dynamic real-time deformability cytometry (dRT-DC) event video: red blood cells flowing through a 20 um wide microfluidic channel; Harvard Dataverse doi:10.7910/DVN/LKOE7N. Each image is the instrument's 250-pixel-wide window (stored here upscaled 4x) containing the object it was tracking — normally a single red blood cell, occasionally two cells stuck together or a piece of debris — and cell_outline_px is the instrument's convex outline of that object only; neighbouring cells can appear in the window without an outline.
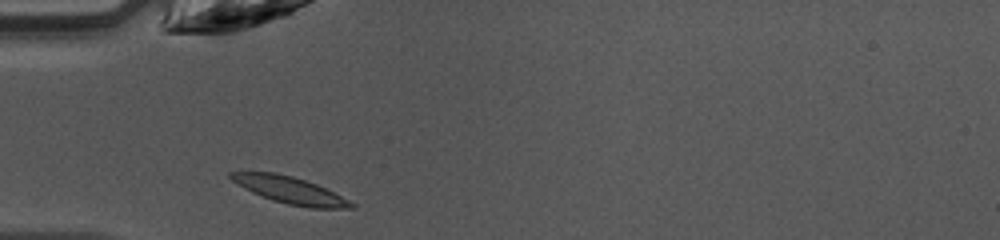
{"species": "common noctule bat (a hibernating species)", "species_latin": "Nyctalus noctula", "temperature_condition": "warm", "stored_images_in_passage": 34, "camera_frame_rate_fps": 3000, "um_per_image_px": 0.085, "animal": {"sex": "female", "body_mass_g": 10.0, "forearm_length_mm": 53.1}, "frame": {"image": 1, "passage_image": 1, "time_ms": 0.0, "image_size_px": [1000, 240], "cell_outline_px": [[356, 208], [312, 208], [288, 204], [272, 200], [252, 192], [244, 188], [232, 180], [228, 176], [228, 172], [276, 172], [292, 176], [316, 184], [356, 204]], "centroid_in_image_um": [24.62, 16.16], "position_along_channel_um": 60.4, "area_um2": 18.55}}
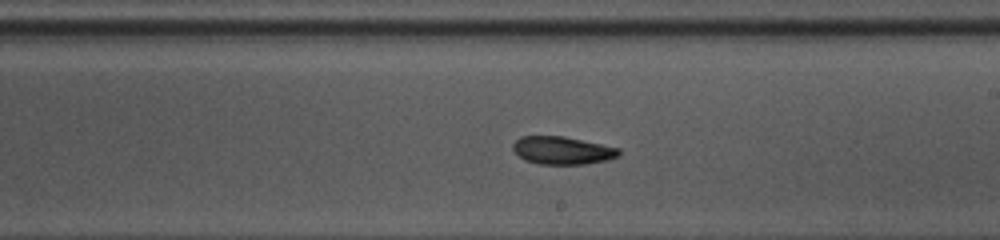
{"frame": {"image": 2, "passage_image": 14, "time_ms": 4.333, "image_size_px": [1000, 240], "cell_outline_px": [[620, 156], [608, 160], [584, 164], [540, 164], [524, 160], [512, 148], [512, 144], [520, 136], [564, 136], [620, 148]], "centroid_in_image_um": [47.81, 12.78], "position_along_channel_um": 241.2, "area_um2": 17.22}}
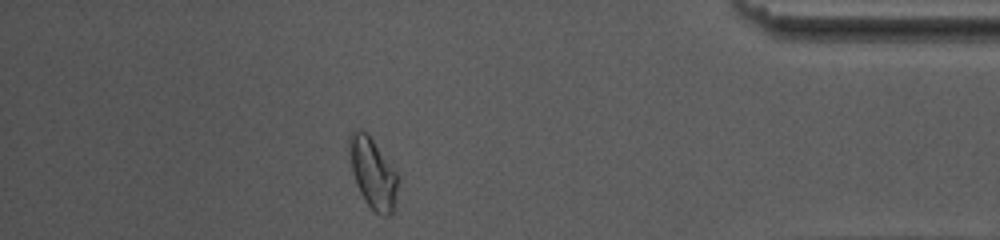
{"frame": {"image": 3, "passage_image": 28, "time_ms": 9.0, "image_size_px": [1000, 240], "cell_outline_px": [[396, 208], [388, 216], [384, 216], [376, 212], [368, 204], [360, 192], [356, 184], [352, 172], [348, 148], [348, 136], [352, 128], [368, 132], [396, 172]], "centroid_in_image_um": [31.65, 14.67], "position_along_channel_um": 403.5, "area_um2": 19.94}, "authors_computed_cell_mechanics": {"area_um2": 17.6001, "velocity_mm_per_s": 4.2371, "shape_relaxation_time_tau1_ms": 3.9168, "shape_relaxation_time_tau2_ms": 6.9668, "deformation_change_tau1": 0.1238, "deformation_change_tau2": 0.1139}}